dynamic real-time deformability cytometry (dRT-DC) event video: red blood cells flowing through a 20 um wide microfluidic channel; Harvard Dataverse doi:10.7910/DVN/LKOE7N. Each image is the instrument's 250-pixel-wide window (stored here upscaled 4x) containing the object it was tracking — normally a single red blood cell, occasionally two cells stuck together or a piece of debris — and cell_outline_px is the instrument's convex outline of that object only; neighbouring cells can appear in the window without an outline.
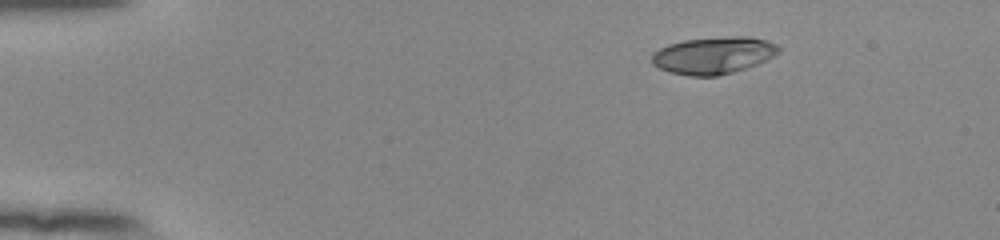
{"species": "human", "species_latin": "Homo sapiens", "temperature_condition": "room temperature", "stored_images_in_passage": 36, "camera_frame_rate_fps": 3000, "um_per_image_px": 0.085, "donor": {"sex": "female"}, "frame": {"image": 1, "passage_image": 1, "time_ms": 0.0, "image_size_px": [1000, 240], "cell_outline_px": [[780, 52], [756, 64], [732, 72], [716, 76], [688, 76], [668, 72], [652, 64], [652, 52], [668, 44], [684, 40], [736, 36], [748, 36], [764, 40], [776, 44], [780, 48]], "centroid_in_image_um": [60.6, 4.71], "position_along_channel_um": 24.4, "area_um2": 27.17}}
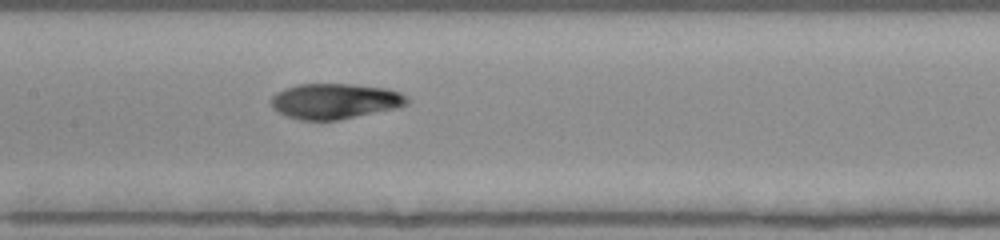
{"frame": {"image": 2, "passage_image": 20, "time_ms": 6.333, "image_size_px": [1000, 240], "cell_outline_px": [[412, 100], [408, 104], [396, 108], [340, 120], [300, 120], [276, 112], [272, 108], [268, 100], [276, 92], [284, 88], [296, 84], [352, 84], [388, 88], [400, 92], [408, 96]], "centroid_in_image_um": [28.46, 8.59], "position_along_channel_um": 178.9, "area_um2": 28.61}}
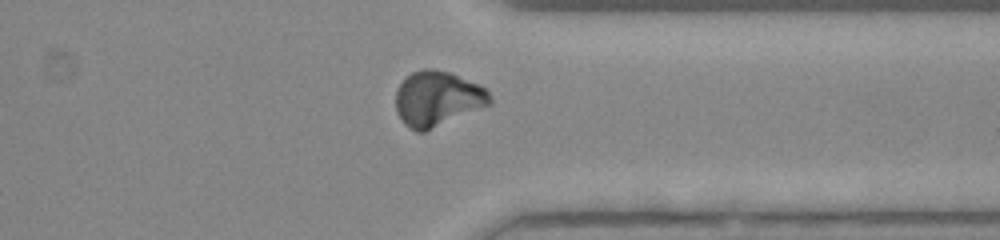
{"frame": {"image": 3, "passage_image": 35, "time_ms": 11.333, "image_size_px": [1000, 240], "cell_outline_px": [[492, 104], [424, 132], [416, 132], [404, 124], [396, 112], [396, 92], [400, 84], [412, 72], [424, 68], [432, 68], [448, 72], [476, 84], [484, 88], [492, 96]], "centroid_in_image_um": [37.17, 8.41], "position_along_channel_um": 374.2, "area_um2": 30.06}, "authors_computed_cell_mechanics": {"area_um2": 28.4665, "velocity_mm_per_s": 3.9252, "shape_relaxation_time_tau1_ms": 4.0756, "shape_relaxation_time_tau2_ms": 0.6266, "deformation_change_tau1": 0.2125, "deformation_change_tau2": 0.0305}}